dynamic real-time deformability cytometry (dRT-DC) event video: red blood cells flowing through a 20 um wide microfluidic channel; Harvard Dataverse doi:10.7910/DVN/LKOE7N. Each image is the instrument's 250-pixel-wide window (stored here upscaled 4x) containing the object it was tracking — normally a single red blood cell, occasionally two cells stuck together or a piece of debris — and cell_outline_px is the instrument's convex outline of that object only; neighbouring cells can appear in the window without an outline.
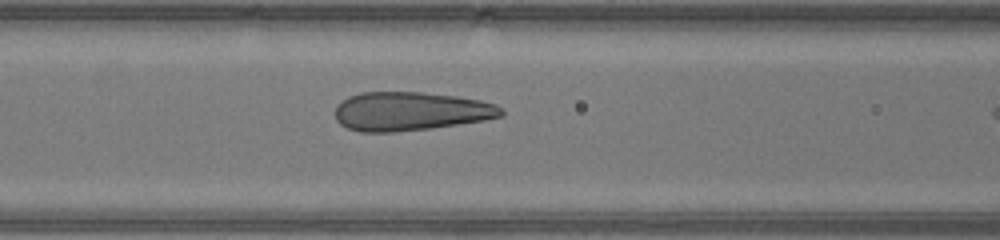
{"species": "human", "species_latin": "Homo sapiens", "temperature_condition": "warm", "stored_images_in_passage": 16, "camera_frame_rate_fps": 3000, "um_per_image_px": 0.085, "donor": {"sex": "male"}, "frame": {"image": 1, "passage_image": 12, "time_ms": 3.667, "image_size_px": [1000, 240], "cell_outline_px": [[504, 116], [484, 120], [432, 128], [396, 132], [360, 132], [348, 128], [340, 124], [336, 120], [336, 104], [340, 100], [348, 96], [360, 92], [420, 92], [456, 96], [480, 100], [496, 104], [504, 112]], "centroid_in_image_um": [34.86, 9.46], "position_along_channel_um": 131.7, "area_um2": 37.74}}
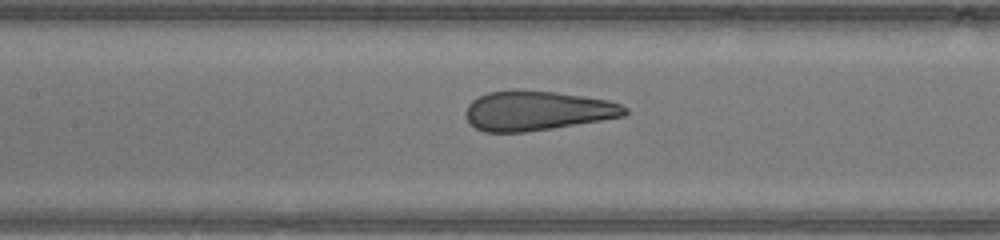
{"frame": {"image": 2, "passage_image": 14, "time_ms": 4.333, "image_size_px": [1000, 240], "cell_outline_px": [[628, 112], [624, 116], [552, 128], [524, 132], [484, 132], [476, 128], [468, 120], [464, 112], [468, 104], [472, 100], [488, 92], [516, 88], [556, 92], [608, 100], [620, 104], [628, 108]], "centroid_in_image_um": [45.62, 9.39], "position_along_channel_um": 161.8, "area_um2": 36.82}}